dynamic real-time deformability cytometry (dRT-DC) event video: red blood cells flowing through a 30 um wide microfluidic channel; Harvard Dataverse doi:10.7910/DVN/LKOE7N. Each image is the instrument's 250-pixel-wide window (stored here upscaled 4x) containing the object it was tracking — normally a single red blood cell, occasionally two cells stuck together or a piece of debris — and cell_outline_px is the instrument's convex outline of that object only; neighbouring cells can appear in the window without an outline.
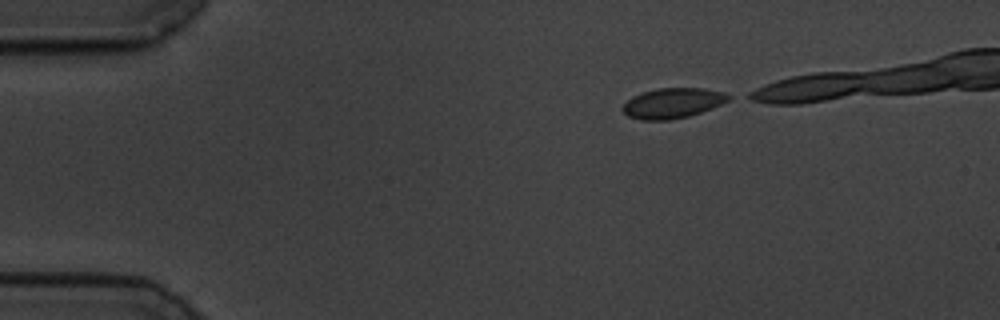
{"species": "common noctule bat (a hibernating species)", "species_latin": "Nyctalus noctula", "temperature_condition": "cold", "stored_images_in_passage": 38, "camera_frame_rate_fps": 3000, "um_per_image_px": 0.085, "animal": {"sex": "male", "body_mass_g": 19.5, "forearm_length_mm": 54.6}, "frame": {"image": 1, "passage_image": 1, "time_ms": 0.0, "image_size_px": [1000, 320], "cell_outline_px": [[732, 96], [728, 100], [712, 108], [688, 116], [668, 120], [640, 120], [628, 116], [620, 108], [632, 96], [656, 88], [704, 88], [724, 92]], "centroid_in_image_um": [57.16, 8.76], "position_along_channel_um": 27.8, "area_um2": 18.55}}
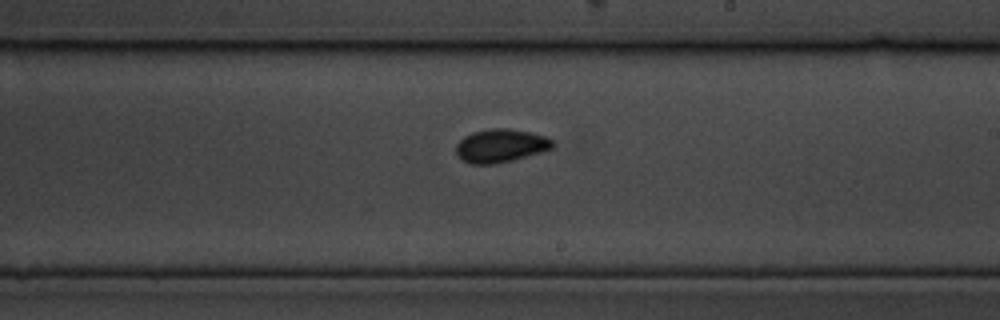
{"frame": {"image": 2, "passage_image": 25, "time_ms": 8.0, "image_size_px": [1000, 320], "cell_outline_px": [[556, 144], [552, 148], [540, 152], [512, 160], [496, 164], [468, 164], [456, 156], [456, 144], [464, 136], [472, 132], [492, 128], [508, 128], [528, 132], [544, 136], [552, 140]], "centroid_in_image_um": [42.51, 12.39], "position_along_channel_um": 246.5, "area_um2": 18.79}}
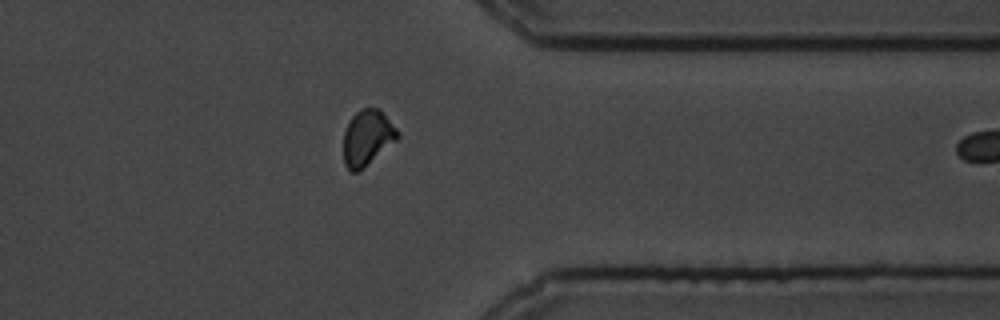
{"frame": {"image": 3, "passage_image": 37, "time_ms": 12.0, "image_size_px": [1000, 320], "cell_outline_px": [[400, 136], [396, 140], [356, 172], [352, 172], [344, 164], [344, 132], [348, 120], [360, 108], [380, 108], [400, 132]], "centroid_in_image_um": [31.22, 11.64], "position_along_channel_um": 380.2, "area_um2": 17.28}}